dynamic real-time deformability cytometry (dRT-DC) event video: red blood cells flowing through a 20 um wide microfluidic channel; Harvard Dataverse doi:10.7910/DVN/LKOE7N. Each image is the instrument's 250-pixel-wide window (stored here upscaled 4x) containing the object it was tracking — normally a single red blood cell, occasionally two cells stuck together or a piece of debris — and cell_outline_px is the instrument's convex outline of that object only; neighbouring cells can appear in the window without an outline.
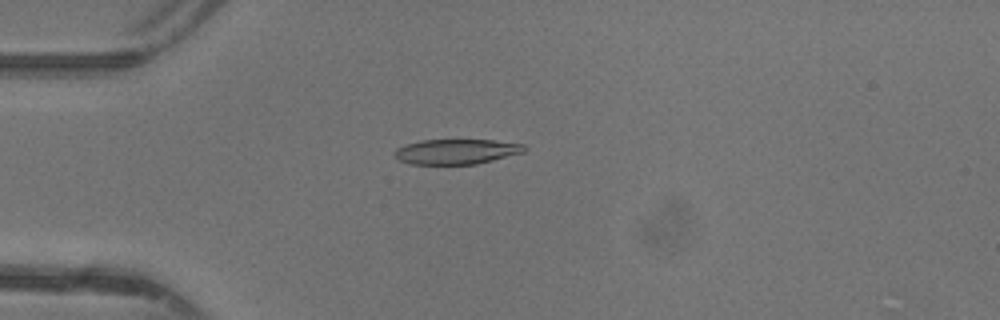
{"species": "common noctule bat (a hibernating species)", "species_latin": "Nyctalus noctula", "temperature_condition": "warm", "stored_images_in_passage": 41, "camera_frame_rate_fps": 3000, "um_per_image_px": 0.085, "animal": {"sex": "female"}, "frame": {"image": 1, "passage_image": 7, "time_ms": 2.0, "image_size_px": [1000, 320], "cell_outline_px": [[528, 148], [524, 152], [476, 164], [412, 164], [400, 160], [392, 156], [392, 152], [396, 148], [420, 140], [492, 140], [524, 144]], "centroid_in_image_um": [38.77, 12.88], "position_along_channel_um": 46.2, "area_um2": 18.96}}
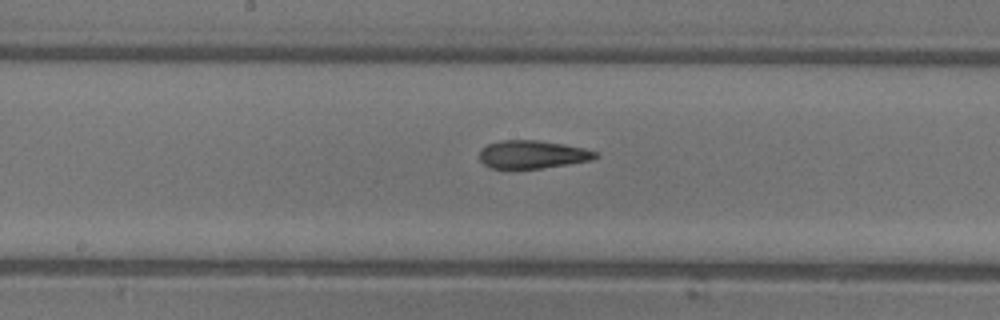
{"frame": {"image": 2, "passage_image": 19, "time_ms": 6.0, "image_size_px": [1000, 320], "cell_outline_px": [[600, 156], [592, 160], [568, 164], [540, 168], [492, 168], [484, 164], [480, 160], [480, 148], [488, 144], [500, 140], [540, 140], [564, 144], [584, 148], [596, 152]], "centroid_in_image_um": [45.26, 13.11], "position_along_channel_um": 202.9, "area_um2": 18.96}}
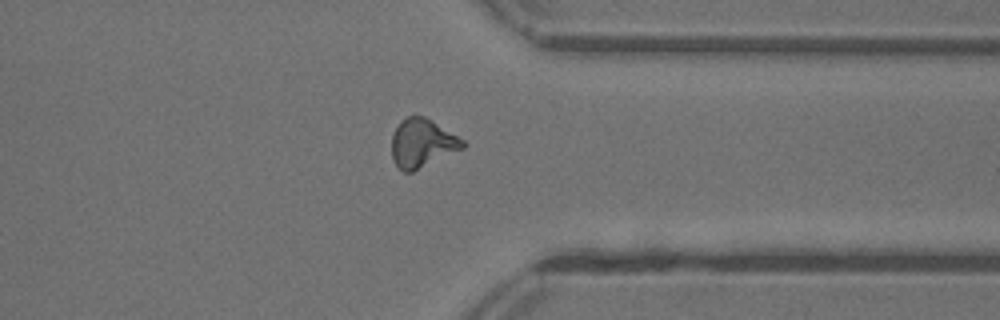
{"frame": {"image": 3, "passage_image": 31, "time_ms": 10.0, "image_size_px": [1000, 320], "cell_outline_px": [[468, 144], [464, 148], [412, 172], [404, 172], [392, 160], [392, 136], [400, 120], [408, 116], [424, 116], [432, 120], [464, 140]], "centroid_in_image_um": [35.89, 12.16], "position_along_channel_um": 375.5, "area_um2": 20.06}, "authors_computed_cell_mechanics": {"area_um2": 19.363, "velocity_mm_per_s": 4.4082, "shape_relaxation_time_tau1_ms": 8.2516, "shape_relaxation_time_tau2_ms": 2.4697, "deformation_change_tau1": 0.2614, "deformation_change_tau2": 0.11}}